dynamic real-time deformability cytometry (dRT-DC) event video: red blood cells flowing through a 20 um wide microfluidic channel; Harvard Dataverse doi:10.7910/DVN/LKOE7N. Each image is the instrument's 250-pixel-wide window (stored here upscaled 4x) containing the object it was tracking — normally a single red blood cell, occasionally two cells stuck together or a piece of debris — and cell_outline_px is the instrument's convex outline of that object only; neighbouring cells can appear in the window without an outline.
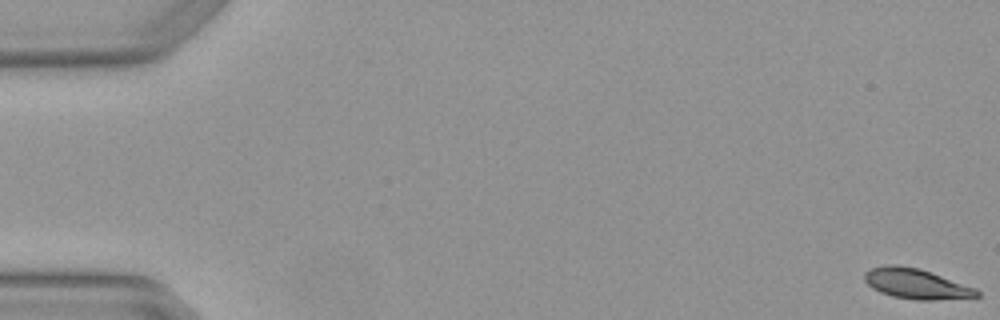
{"species": "Egyptian fruit bat (a non-hibernating species)", "species_latin": "Rousettus aegyptiacus", "temperature_condition": "warm", "stored_images_in_passage": 5, "camera_frame_rate_fps": 3000, "um_per_image_px": 0.085, "animal": {"sex": "female"}, "frame": {"image": 1, "passage_image": 1, "time_ms": 0.0, "image_size_px": [1000, 320], "cell_outline_px": [[980, 296], [932, 300], [916, 300], [892, 296], [880, 292], [872, 288], [864, 280], [864, 272], [872, 268], [888, 264], [896, 264], [920, 268], [976, 288], [980, 292]], "centroid_in_image_um": [77.85, 24.11], "position_along_channel_um": 7.1, "area_um2": 19.77}}
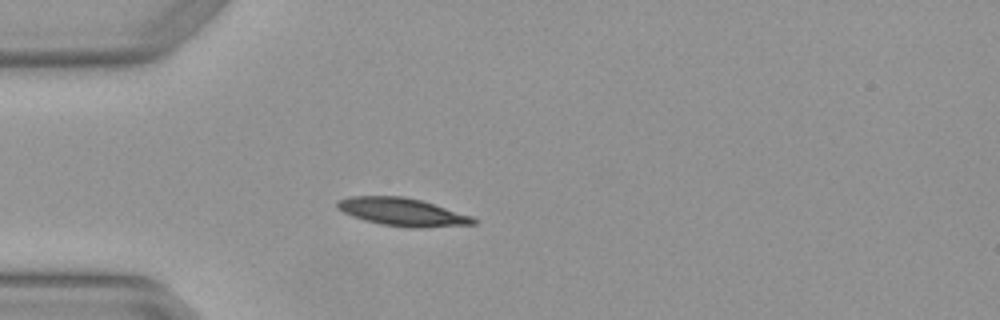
{"frame": {"image": 2, "passage_image": 5, "time_ms": 1.333, "image_size_px": [1000, 320], "cell_outline_px": [[476, 224], [420, 228], [408, 228], [380, 224], [364, 220], [352, 216], [336, 208], [336, 200], [348, 196], [404, 196], [420, 200], [472, 216], [476, 220]], "centroid_in_image_um": [34.15, 18.02], "position_along_channel_um": 50.8, "area_um2": 22.2}}